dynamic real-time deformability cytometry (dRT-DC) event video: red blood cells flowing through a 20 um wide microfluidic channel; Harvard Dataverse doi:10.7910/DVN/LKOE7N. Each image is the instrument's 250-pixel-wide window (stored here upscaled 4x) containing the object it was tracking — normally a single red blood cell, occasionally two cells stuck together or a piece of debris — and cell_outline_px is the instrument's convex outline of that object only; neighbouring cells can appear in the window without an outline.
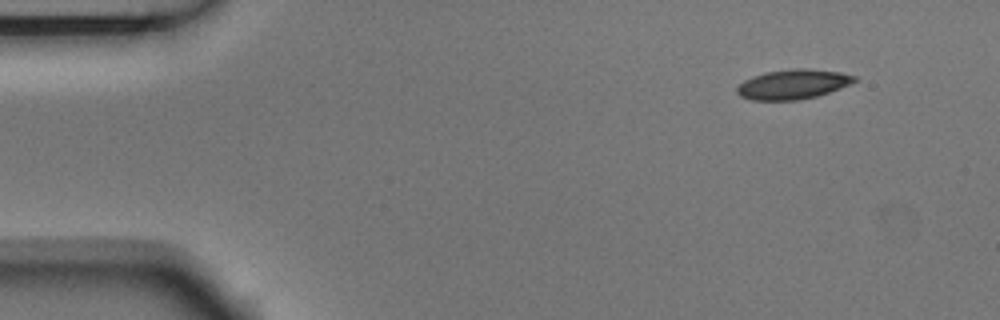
{"species": "Egyptian fruit bat (a non-hibernating species)", "species_latin": "Rousettus aegyptiacus", "temperature_condition": "room temperature", "stored_images_in_passage": 3, "camera_frame_rate_fps": 3000, "um_per_image_px": 0.085, "animal": {"sex": "male"}, "frame": {"image": 1, "passage_image": 1, "time_ms": 0.0, "image_size_px": [1000, 320], "cell_outline_px": [[856, 80], [840, 88], [816, 96], [796, 100], [752, 100], [740, 96], [736, 92], [736, 88], [744, 80], [752, 76], [764, 72], [792, 68], [808, 68], [840, 72], [856, 76]], "centroid_in_image_um": [67.36, 7.15], "position_along_channel_um": 17.6, "area_um2": 20.29}}
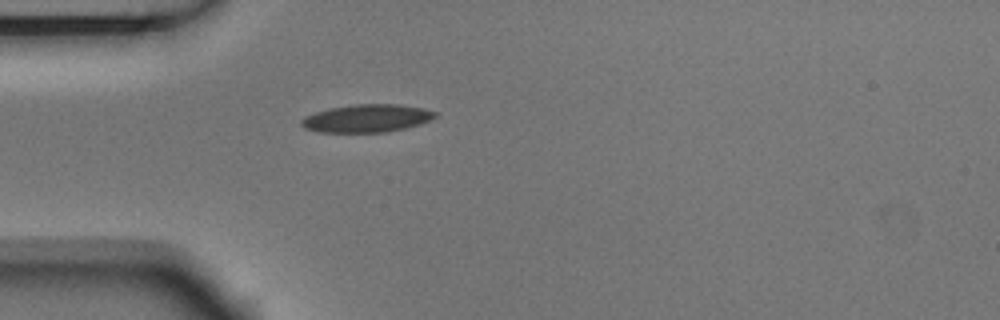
{"frame": {"image": 2, "passage_image": 3, "time_ms": 0.667, "image_size_px": [1000, 320], "cell_outline_px": [[436, 116], [420, 124], [388, 132], [320, 132], [304, 128], [300, 124], [300, 120], [304, 116], [328, 108], [356, 104], [396, 104], [424, 108], [436, 112]], "centroid_in_image_um": [31.14, 10.05], "position_along_channel_um": 53.9, "area_um2": 21.68}}